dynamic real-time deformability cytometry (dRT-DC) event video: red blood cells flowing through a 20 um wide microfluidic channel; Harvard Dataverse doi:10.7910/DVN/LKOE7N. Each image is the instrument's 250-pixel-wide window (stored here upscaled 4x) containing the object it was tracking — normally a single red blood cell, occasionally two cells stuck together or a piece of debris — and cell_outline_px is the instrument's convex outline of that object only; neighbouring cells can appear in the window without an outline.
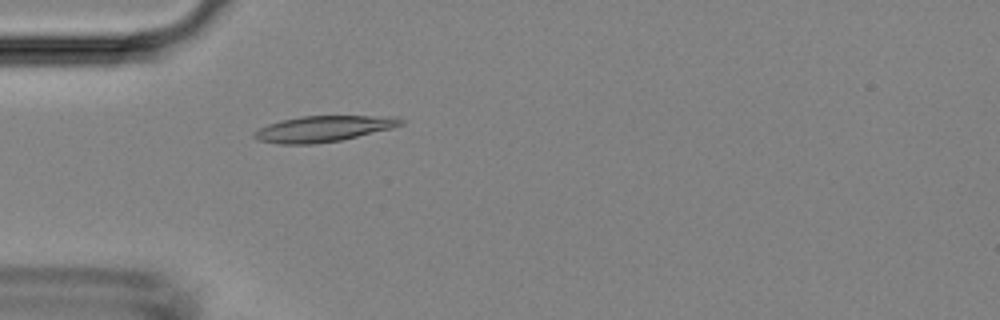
{"species": "Egyptian fruit bat (a non-hibernating species)", "species_latin": "Rousettus aegyptiacus", "temperature_condition": "room temperature", "stored_images_in_passage": 5, "camera_frame_rate_fps": 3000, "um_per_image_px": 0.085, "animal": {"sex": "female"}, "frame": {"image": 1, "passage_image": 5, "time_ms": 4.667, "image_size_px": [1000, 320], "cell_outline_px": [[404, 124], [392, 128], [340, 140], [316, 144], [276, 144], [256, 140], [252, 136], [252, 132], [268, 124], [300, 116], [396, 116], [404, 120]], "centroid_in_image_um": [27.46, 10.95], "position_along_channel_um": 57.5, "area_um2": 22.2}}